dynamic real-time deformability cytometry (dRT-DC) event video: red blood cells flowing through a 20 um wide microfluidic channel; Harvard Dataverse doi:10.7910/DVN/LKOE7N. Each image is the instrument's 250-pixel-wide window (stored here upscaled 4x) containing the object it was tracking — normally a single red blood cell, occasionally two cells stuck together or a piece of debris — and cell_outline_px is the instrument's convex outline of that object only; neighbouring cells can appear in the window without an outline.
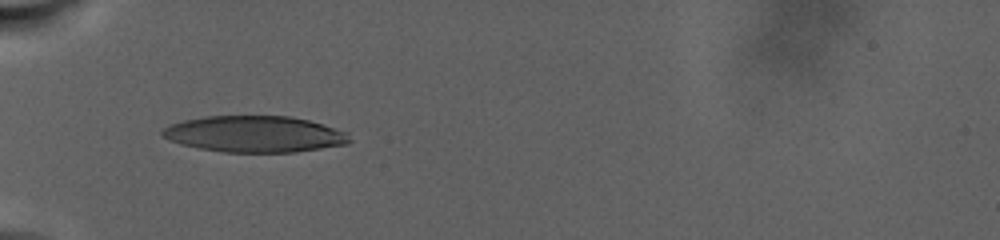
{"species": "human", "species_latin": "Homo sapiens", "temperature_condition": "warm", "stored_images_in_passage": 28, "camera_frame_rate_fps": 3000, "um_per_image_px": 0.085, "donor": {"sex": "male"}, "frame": {"image": 1, "passage_image": 1, "time_ms": 0.0, "image_size_px": [1000, 240], "cell_outline_px": [[352, 140], [348, 144], [296, 152], [224, 152], [200, 148], [180, 144], [168, 140], [160, 136], [160, 132], [164, 128], [172, 124], [184, 120], [204, 116], [288, 116], [308, 120], [348, 132]], "centroid_in_image_um": [21.64, 11.4], "position_along_channel_um": 63.4, "area_um2": 39.71}}
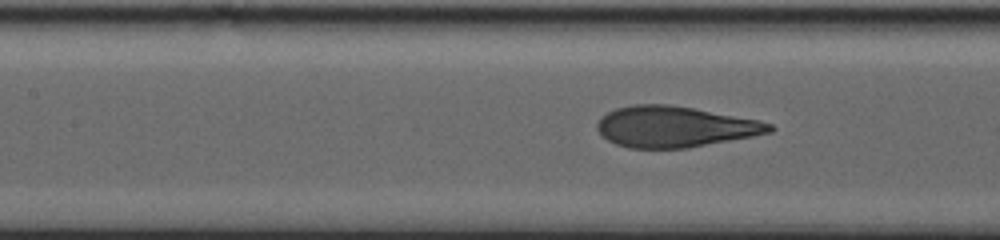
{"frame": {"image": 2, "passage_image": 20, "time_ms": 4.333, "image_size_px": [1000, 240], "cell_outline_px": [[776, 128], [772, 132], [752, 136], [688, 148], [628, 148], [616, 144], [600, 136], [596, 128], [596, 124], [600, 116], [616, 108], [632, 104], [668, 104], [692, 108], [756, 120], [772, 124]], "centroid_in_image_um": [57.29, 10.77], "position_along_channel_um": 150.1, "area_um2": 41.04}}
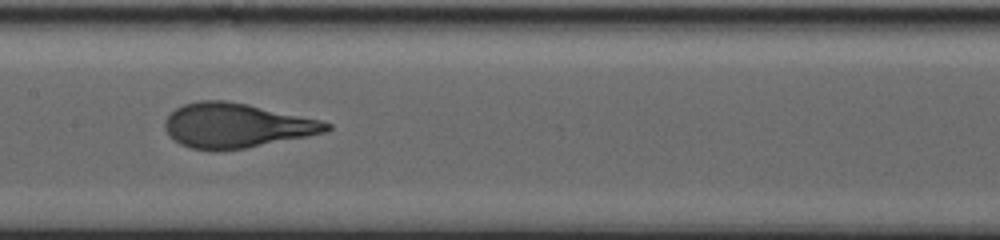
{"frame": {"image": 3, "passage_image": 27, "time_ms": 6.0, "image_size_px": [1000, 240], "cell_outline_px": [[332, 128], [328, 132], [244, 148], [192, 148], [180, 144], [168, 136], [164, 128], [164, 120], [176, 108], [184, 104], [200, 100], [224, 100], [248, 104], [320, 120], [332, 124]], "centroid_in_image_um": [20.09, 10.64], "position_along_channel_um": 187.3, "area_um2": 41.27}}